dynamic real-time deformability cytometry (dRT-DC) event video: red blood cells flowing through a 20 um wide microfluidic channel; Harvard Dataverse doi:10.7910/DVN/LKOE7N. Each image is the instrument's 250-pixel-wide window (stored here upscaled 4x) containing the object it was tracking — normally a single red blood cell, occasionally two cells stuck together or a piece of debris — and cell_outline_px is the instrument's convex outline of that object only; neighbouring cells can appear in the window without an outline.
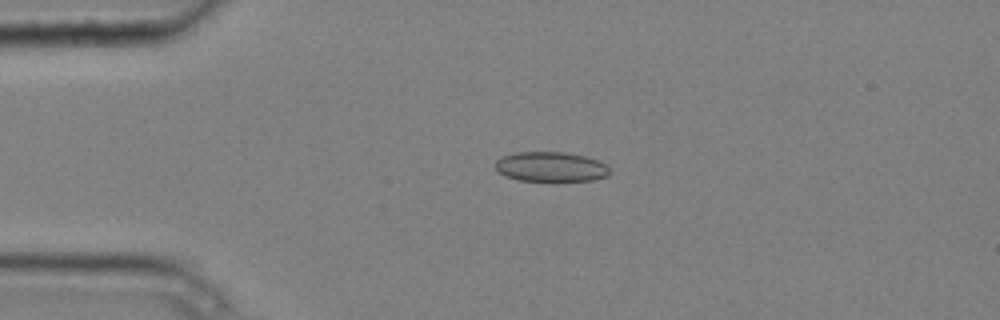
{"species": "common noctule bat (a hibernating species)", "species_latin": "Nyctalus noctula", "temperature_condition": "cold", "stored_images_in_passage": 4, "camera_frame_rate_fps": 3000, "um_per_image_px": 0.085, "animal": {"sex": "male", "body_mass_g": 20.4}, "frame": {"image": 1, "passage_image": 3, "time_ms": 0.667, "image_size_px": [1000, 320], "cell_outline_px": [[608, 176], [592, 180], [556, 184], [552, 184], [520, 180], [504, 176], [496, 168], [496, 160], [500, 156], [516, 152], [564, 152], [584, 156], [608, 164]], "centroid_in_image_um": [46.82, 14.23], "position_along_channel_um": 38.2, "area_um2": 20.75}}